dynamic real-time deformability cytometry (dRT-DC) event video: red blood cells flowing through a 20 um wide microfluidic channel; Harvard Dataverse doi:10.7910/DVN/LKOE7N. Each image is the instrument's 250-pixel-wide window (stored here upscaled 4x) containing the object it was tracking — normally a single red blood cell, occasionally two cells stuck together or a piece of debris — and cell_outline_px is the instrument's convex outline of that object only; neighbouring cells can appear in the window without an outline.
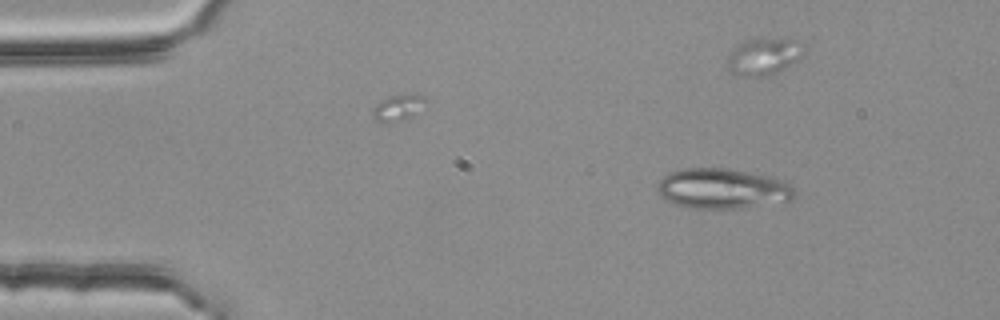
{"species": "common noctule bat (a hibernating species)", "species_latin": "Nyctalus noctula", "temperature_condition": "room temperature", "stored_images_in_passage": 2, "camera_frame_rate_fps": 3000, "um_per_image_px": 0.085, "animal": {"sex": "female", "body_mass_g": 25.1}, "frame": {"image": 1, "passage_image": 1, "time_ms": 0.0, "image_size_px": [1000, 320], "cell_outline_px": [[796, 192], [792, 200], [736, 208], [688, 208], [672, 204], [664, 200], [656, 192], [656, 184], [664, 176], [672, 172], [684, 168], [728, 168], [764, 176], [780, 180], [788, 184]], "centroid_in_image_um": [61.3, 16.04], "position_along_channel_um": 23.7, "area_um2": 31.85}}